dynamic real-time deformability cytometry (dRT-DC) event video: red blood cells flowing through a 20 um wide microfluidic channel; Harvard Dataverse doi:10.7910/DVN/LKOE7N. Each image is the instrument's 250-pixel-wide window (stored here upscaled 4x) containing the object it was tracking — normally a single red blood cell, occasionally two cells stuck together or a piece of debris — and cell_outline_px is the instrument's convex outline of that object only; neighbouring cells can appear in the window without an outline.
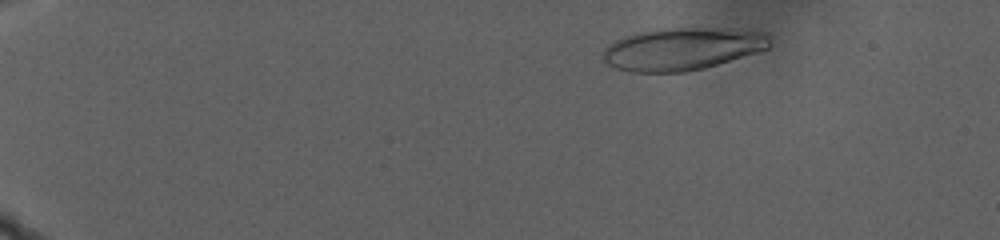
{"species": "human", "species_latin": "Homo sapiens", "temperature_condition": "warm", "stored_images_in_passage": 94, "camera_frame_rate_fps": 3000, "um_per_image_px": 0.085, "donor": {"sex": "male"}, "frame": {"image": 1, "passage_image": 19, "time_ms": 6.0, "image_size_px": [1000, 240], "cell_outline_px": [[768, 48], [756, 52], [704, 68], [684, 72], [632, 72], [616, 68], [600, 60], [600, 52], [608, 44], [624, 36], [636, 32], [656, 28], [732, 28], [768, 32]], "centroid_in_image_um": [57.92, 4.14], "position_along_channel_um": 27.1, "area_um2": 41.67}}
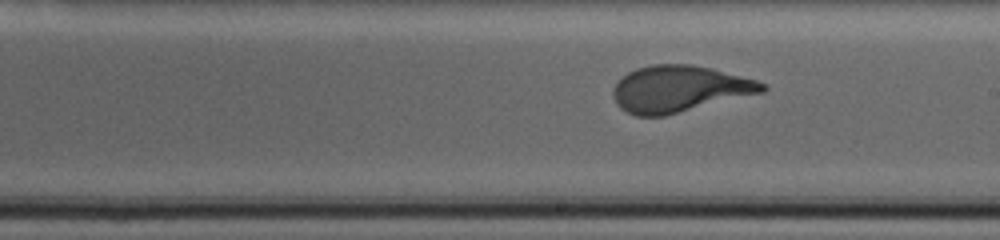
{"frame": {"image": 2, "passage_image": 68, "time_ms": 22.333, "image_size_px": [1000, 240], "cell_outline_px": [[768, 88], [764, 92], [664, 116], [636, 116], [620, 108], [616, 104], [612, 92], [616, 84], [628, 72], [636, 68], [652, 64], [692, 64], [712, 68], [756, 80], [768, 84]], "centroid_in_image_um": [57.76, 7.55], "position_along_channel_um": 231.2, "area_um2": 40.4}}
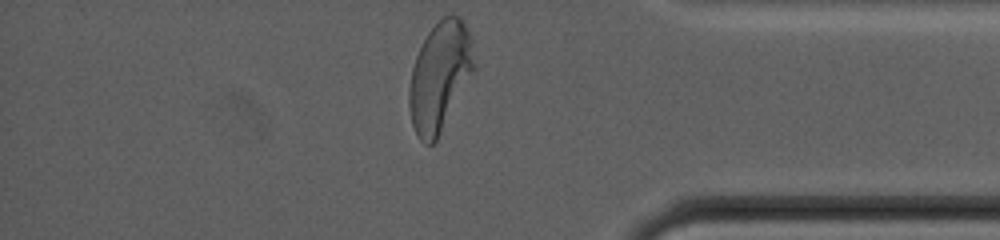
{"frame": {"image": 3, "passage_image": 94, "time_ms": 31.0, "image_size_px": [1000, 240], "cell_outline_px": [[476, 68], [436, 140], [432, 144], [424, 144], [420, 140], [412, 124], [408, 108], [408, 88], [412, 68], [416, 56], [428, 32], [444, 16], [452, 12], [460, 16], [472, 40]], "centroid_in_image_um": [37.38, 6.48], "position_along_channel_um": 397.8, "area_um2": 41.33}}